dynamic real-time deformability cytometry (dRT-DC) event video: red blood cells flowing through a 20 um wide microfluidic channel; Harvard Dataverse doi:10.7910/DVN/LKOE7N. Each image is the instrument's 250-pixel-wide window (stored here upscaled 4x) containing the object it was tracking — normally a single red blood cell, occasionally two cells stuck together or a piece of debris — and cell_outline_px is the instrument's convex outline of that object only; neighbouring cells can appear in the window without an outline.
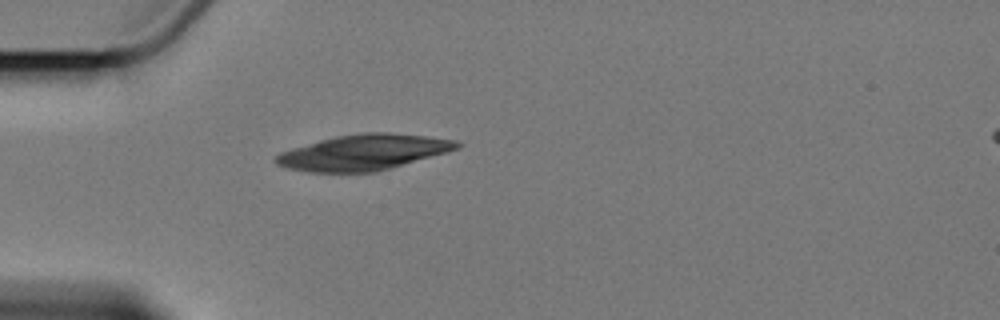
{"species": "Egyptian fruit bat (a non-hibernating species)", "species_latin": "Rousettus aegyptiacus", "temperature_condition": "cold", "stored_images_in_passage": 1, "camera_frame_rate_fps": 3000, "um_per_image_px": 0.085, "animal": {"sex": "female"}, "frame": {"image": 1, "passage_image": 1, "time_ms": 0.0, "image_size_px": [1000, 320], "cell_outline_px": [[460, 148], [448, 152], [376, 172], [312, 172], [288, 168], [276, 164], [272, 160], [280, 152], [292, 148], [320, 140], [336, 136], [360, 132], [392, 132], [428, 136], [456, 140], [460, 144]], "centroid_in_image_um": [30.91, 12.94], "position_along_channel_um": 54.1, "area_um2": 37.63}}